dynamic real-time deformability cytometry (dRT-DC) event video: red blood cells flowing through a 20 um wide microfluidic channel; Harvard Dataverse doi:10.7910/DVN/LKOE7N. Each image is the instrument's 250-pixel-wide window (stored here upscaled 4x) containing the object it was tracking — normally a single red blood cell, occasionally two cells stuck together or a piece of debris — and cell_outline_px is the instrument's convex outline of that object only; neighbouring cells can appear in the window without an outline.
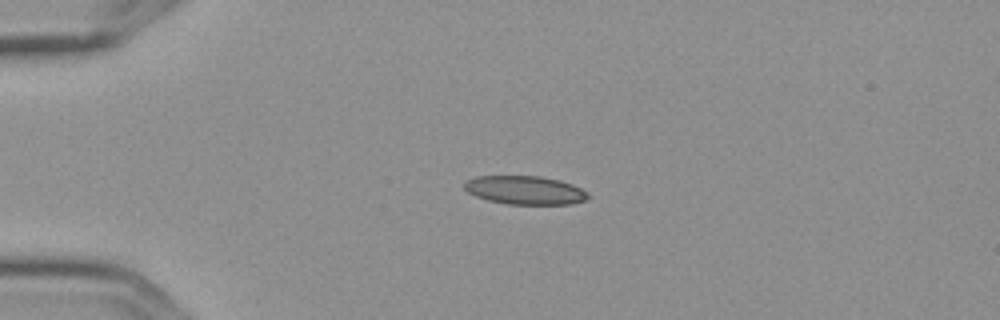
{"species": "Egyptian fruit bat (a non-hibernating species)", "species_latin": "Rousettus aegyptiacus", "temperature_condition": "cold", "stored_images_in_passage": 4, "camera_frame_rate_fps": 3000, "um_per_image_px": 0.085, "frame": {"image": 1, "passage_image": 3, "time_ms": 0.667, "image_size_px": [1000, 320], "cell_outline_px": [[588, 196], [584, 200], [572, 204], [508, 204], [488, 200], [476, 196], [468, 192], [464, 188], [464, 184], [468, 180], [476, 176], [540, 176], [560, 180], [572, 184], [588, 192]], "centroid_in_image_um": [44.63, 16.16], "position_along_channel_um": 40.4, "area_um2": 20.46}}